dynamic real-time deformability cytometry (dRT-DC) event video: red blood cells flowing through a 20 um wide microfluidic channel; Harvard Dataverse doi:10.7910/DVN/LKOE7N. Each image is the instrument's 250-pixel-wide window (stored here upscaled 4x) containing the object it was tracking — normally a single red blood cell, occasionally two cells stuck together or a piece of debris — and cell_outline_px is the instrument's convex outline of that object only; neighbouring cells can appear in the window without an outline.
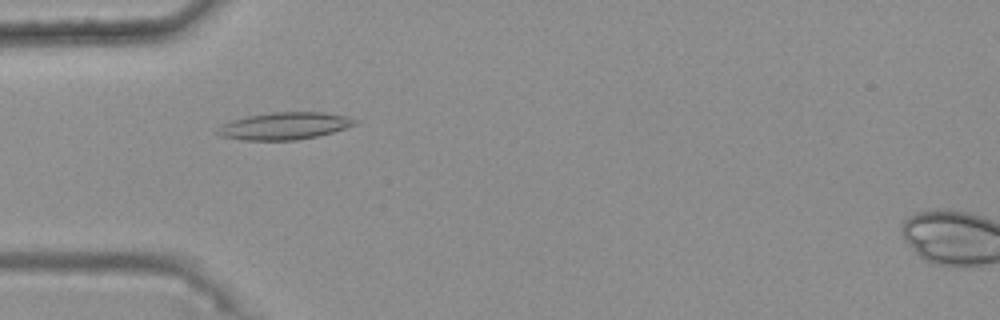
{"species": "common noctule bat (a hibernating species)", "species_latin": "Nyctalus noctula", "temperature_condition": "warm", "stored_images_in_passage": 38, "camera_frame_rate_fps": 3000, "um_per_image_px": 0.085, "animal": {"sex": "female", "body_mass_g": 25.1}, "frame": {"image": 1, "passage_image": 5, "time_ms": 1.333, "image_size_px": [1000, 320], "cell_outline_px": [[360, 120], [356, 124], [332, 132], [316, 136], [296, 140], [244, 140], [220, 136], [216, 132], [224, 124], [232, 120], [248, 116], [272, 112], [324, 112], [344, 116]], "centroid_in_image_um": [24.2, 10.7], "position_along_channel_um": 60.8, "area_um2": 21.5}}
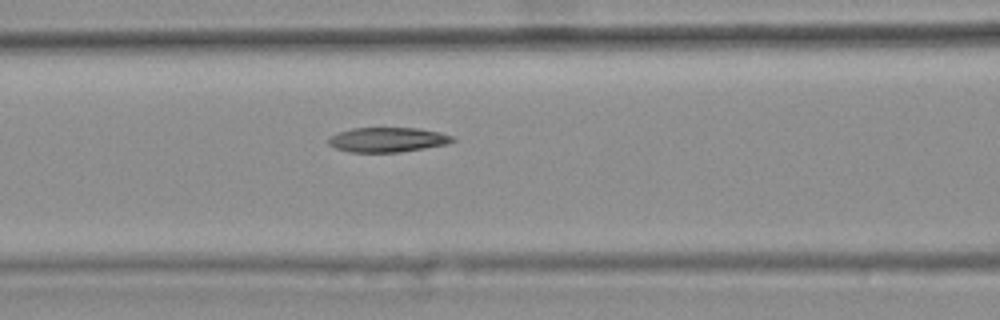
{"frame": {"image": 2, "passage_image": 11, "time_ms": 3.333, "image_size_px": [1000, 320], "cell_outline_px": [[456, 140], [448, 144], [400, 152], [348, 152], [336, 148], [328, 144], [328, 136], [352, 128], [420, 128], [440, 132], [452, 136]], "centroid_in_image_um": [32.94, 11.87], "position_along_channel_um": 133.7, "area_um2": 17.92}}
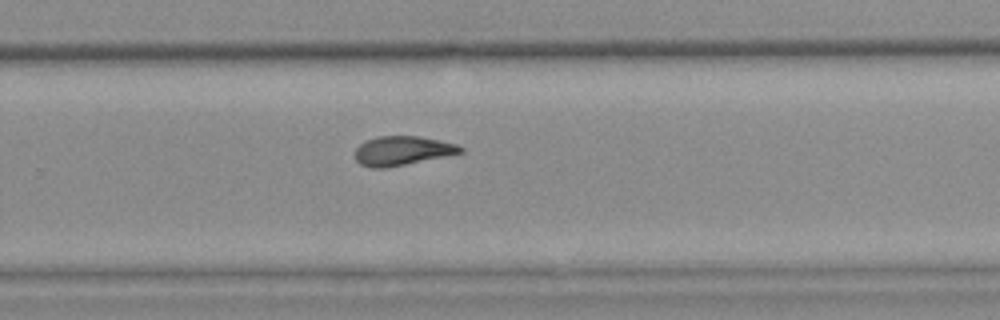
{"frame": {"image": 3, "passage_image": 24, "time_ms": 7.667, "image_size_px": [1000, 320], "cell_outline_px": [[464, 152], [384, 168], [372, 168], [360, 164], [356, 160], [356, 148], [364, 140], [376, 136], [420, 136], [440, 140], [456, 144], [464, 148]], "centroid_in_image_um": [34.17, 12.79], "position_along_channel_um": 295.6, "area_um2": 17.8}, "authors_computed_cell_mechanics": {"area_um2": 18.3226, "velocity_mm_per_s": 3.7491, "shape_relaxation_time_tau1_ms": null, "shape_relaxation_time_tau2_ms": 5.0367, "deformation_change_tau1": null, "deformation_change_tau2": 0.1324}}